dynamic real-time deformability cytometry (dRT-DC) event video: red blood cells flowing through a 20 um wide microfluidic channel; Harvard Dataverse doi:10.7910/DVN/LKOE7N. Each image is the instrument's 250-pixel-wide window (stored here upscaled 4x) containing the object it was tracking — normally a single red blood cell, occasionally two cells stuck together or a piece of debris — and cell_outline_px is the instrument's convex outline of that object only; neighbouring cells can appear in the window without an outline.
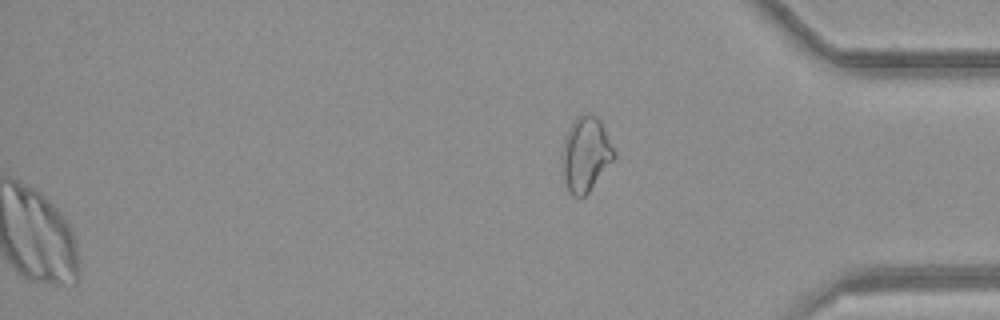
{"species": "common noctule bat (a hibernating species)", "species_latin": "Nyctalus noctula", "temperature_condition": "room temperature", "stored_images_in_passage": 49, "segment_of_instrument_passage": [2, 2], "camera_frame_rate_fps": 3000, "um_per_image_px": 0.085, "animal": {"sex": "female", "body_mass_g": 21.9}, "frame": {"image": 1, "passage_image": 49, "time_ms": 16.0, "image_size_px": [1000, 320], "cell_outline_px": [[616, 156], [588, 192], [580, 200], [572, 196], [564, 180], [564, 140], [568, 128], [572, 120], [584, 112], [592, 112], [600, 120], [616, 152]], "centroid_in_image_um": [49.81, 13.07], "position_along_channel_um": 385.4, "area_um2": 22.43}}